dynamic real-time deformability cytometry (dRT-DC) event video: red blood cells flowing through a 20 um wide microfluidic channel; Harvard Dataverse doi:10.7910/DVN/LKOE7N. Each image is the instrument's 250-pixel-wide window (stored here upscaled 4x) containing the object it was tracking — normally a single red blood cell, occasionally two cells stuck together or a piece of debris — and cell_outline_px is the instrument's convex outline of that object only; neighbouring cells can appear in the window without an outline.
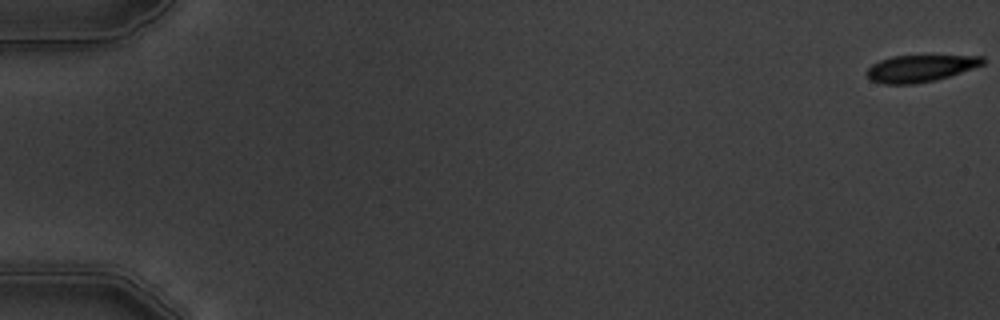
{"species": "common noctule bat (a hibernating species)", "species_latin": "Nyctalus noctula", "temperature_condition": "warm", "stored_images_in_passage": 5, "camera_frame_rate_fps": 3000, "um_per_image_px": 0.085, "animal": {"sex": "male", "body_mass_g": 19.5, "forearm_length_mm": 54.6}, "frame": {"image": 1, "passage_image": 1, "time_ms": 0.0, "image_size_px": [1000, 320], "cell_outline_px": [[984, 64], [936, 80], [916, 84], [884, 84], [872, 80], [864, 72], [872, 64], [880, 60], [892, 56], [984, 56]], "centroid_in_image_um": [78.18, 5.81], "position_along_channel_um": 6.8, "area_um2": 17.98}}
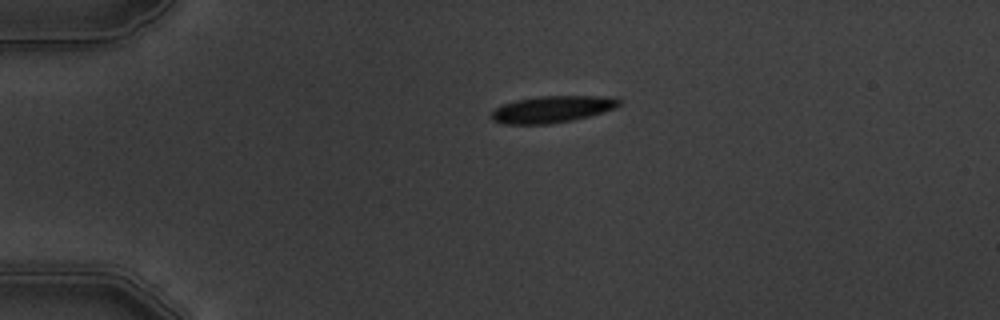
{"frame": {"image": 2, "passage_image": 4, "time_ms": 4.333, "image_size_px": [1000, 320], "cell_outline_px": [[624, 100], [616, 108], [604, 112], [572, 120], [548, 124], [504, 124], [492, 120], [492, 112], [500, 104], [516, 100], [536, 96], [608, 96]], "centroid_in_image_um": [46.95, 9.27], "position_along_channel_um": 38.0, "area_um2": 20.06}}